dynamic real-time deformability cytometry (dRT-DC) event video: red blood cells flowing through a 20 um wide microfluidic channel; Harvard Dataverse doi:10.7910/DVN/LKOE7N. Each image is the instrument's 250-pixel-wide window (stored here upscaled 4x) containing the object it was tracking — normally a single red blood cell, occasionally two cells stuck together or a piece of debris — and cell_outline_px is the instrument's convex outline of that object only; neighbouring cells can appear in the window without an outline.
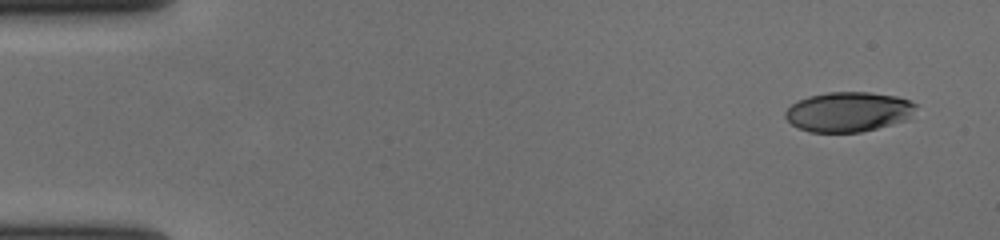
{"species": "human", "species_latin": "Homo sapiens", "temperature_condition": "cold", "stored_images_in_passage": 55, "camera_frame_rate_fps": 3000, "um_per_image_px": 0.085, "donor": {"sex": "female"}, "frame": {"image": 1, "passage_image": 1, "time_ms": 0.0, "image_size_px": [1000, 240], "cell_outline_px": [[916, 108], [904, 120], [892, 124], [860, 132], [808, 132], [792, 124], [784, 116], [784, 112], [792, 104], [808, 96], [828, 92], [868, 92], [896, 96], [908, 100], [916, 104]], "centroid_in_image_um": [72.08, 9.5], "position_along_channel_um": 12.9, "area_um2": 30.0}}
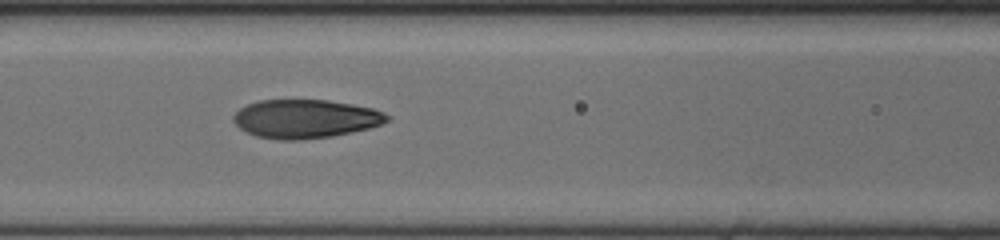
{"frame": {"image": 2, "passage_image": 23, "time_ms": 7.333, "image_size_px": [1000, 240], "cell_outline_px": [[388, 120], [380, 124], [368, 128], [352, 132], [332, 136], [300, 140], [280, 140], [256, 136], [240, 128], [232, 120], [232, 116], [240, 108], [248, 104], [260, 100], [328, 100], [352, 104], [372, 108], [384, 112], [388, 116]], "centroid_in_image_um": [25.94, 10.1], "position_along_channel_um": 140.7, "area_um2": 34.45}}
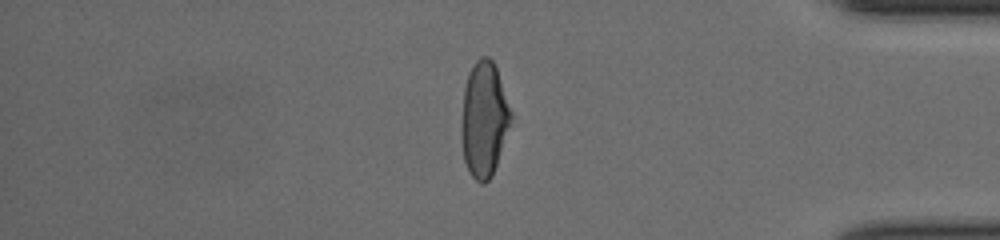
{"frame": {"image": 3, "passage_image": 46, "time_ms": 15.0, "image_size_px": [1000, 240], "cell_outline_px": [[512, 124], [492, 176], [484, 184], [480, 184], [468, 172], [464, 160], [460, 136], [460, 124], [464, 88], [468, 72], [472, 64], [480, 56], [488, 56], [492, 60], [496, 68], [512, 112]], "centroid_in_image_um": [41.13, 10.15], "position_along_channel_um": 394.1, "area_um2": 33.93}, "authors_computed_cell_mechanics": {"area_um2": 34.2176, "velocity_mm_per_s": 3.6695, "shape_relaxation_time_tau1_ms": 5.1933, "shape_relaxation_time_tau2_ms": 1.1805, "deformation_change_tau1": 0.2111, "deformation_change_tau2": 0.0684}}